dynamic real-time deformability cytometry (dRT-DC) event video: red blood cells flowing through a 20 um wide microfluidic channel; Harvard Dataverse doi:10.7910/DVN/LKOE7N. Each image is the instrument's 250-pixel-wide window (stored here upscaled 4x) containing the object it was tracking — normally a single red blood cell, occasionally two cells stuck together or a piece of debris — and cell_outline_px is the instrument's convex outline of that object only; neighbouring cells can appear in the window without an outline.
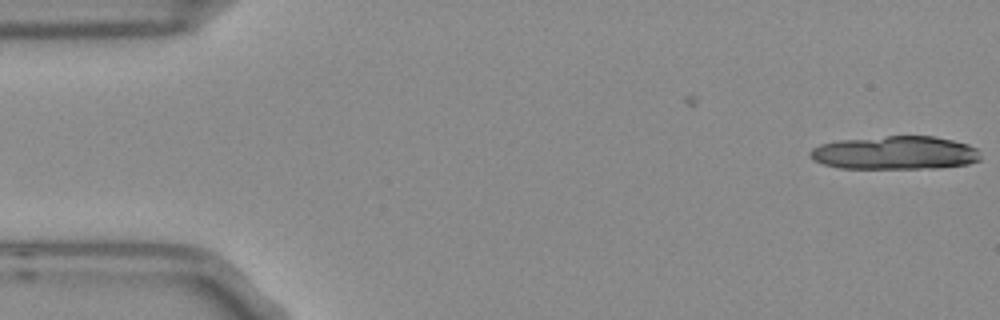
{"species": "Egyptian fruit bat (a non-hibernating species)", "species_latin": "Rousettus aegyptiacus", "temperature_condition": "room temperature", "stored_images_in_passage": 3, "camera_frame_rate_fps": 3000, "um_per_image_px": 0.085, "frame": {"image": 1, "passage_image": 3, "time_ms": 0.667, "image_size_px": [1000, 320], "cell_outline_px": [[980, 160], [968, 164], [936, 168], [840, 168], [824, 164], [812, 160], [808, 156], [808, 152], [812, 148], [820, 144], [840, 140], [888, 136], [932, 136], [952, 140], [968, 144], [976, 148], [980, 156]], "centroid_in_image_um": [76.05, 12.99], "position_along_channel_um": 8.9, "area_um2": 33.18}}